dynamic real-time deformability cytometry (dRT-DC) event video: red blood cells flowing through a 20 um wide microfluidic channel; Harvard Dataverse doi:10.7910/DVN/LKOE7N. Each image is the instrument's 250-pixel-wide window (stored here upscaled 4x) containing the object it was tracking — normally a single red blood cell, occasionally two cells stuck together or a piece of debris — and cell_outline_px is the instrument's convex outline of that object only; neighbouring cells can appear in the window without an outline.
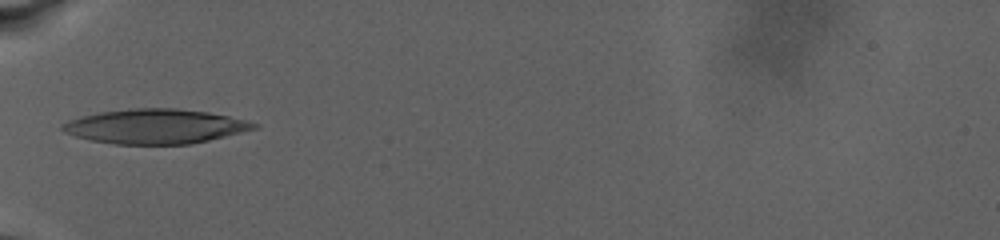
{"species": "human", "species_latin": "Homo sapiens", "temperature_condition": "warm", "stored_images_in_passage": 32, "camera_frame_rate_fps": 3000, "um_per_image_px": 0.085, "donor": {"sex": "male"}, "frame": {"image": 1, "passage_image": 1, "time_ms": 0.0, "image_size_px": [1000, 240], "cell_outline_px": [[260, 128], [208, 140], [188, 144], [116, 144], [92, 140], [76, 136], [64, 132], [60, 128], [68, 120], [80, 116], [100, 112], [128, 108], [176, 108], [208, 112], [228, 116], [260, 124]], "centroid_in_image_um": [13.21, 10.73], "position_along_channel_um": 71.8, "area_um2": 38.49}}
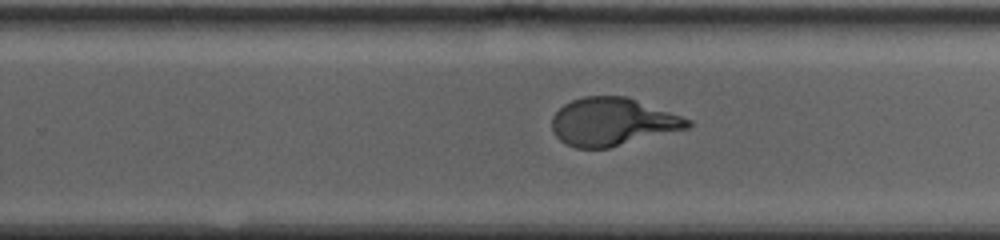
{"frame": {"image": 2, "passage_image": 17, "time_ms": 7.667, "image_size_px": [1000, 240], "cell_outline_px": [[692, 124], [688, 128], [608, 148], [576, 148], [560, 140], [556, 136], [552, 128], [552, 116], [564, 104], [572, 100], [584, 96], [624, 96], [692, 120]], "centroid_in_image_um": [52.03, 10.36], "position_along_channel_um": 277.8, "area_um2": 37.34}}
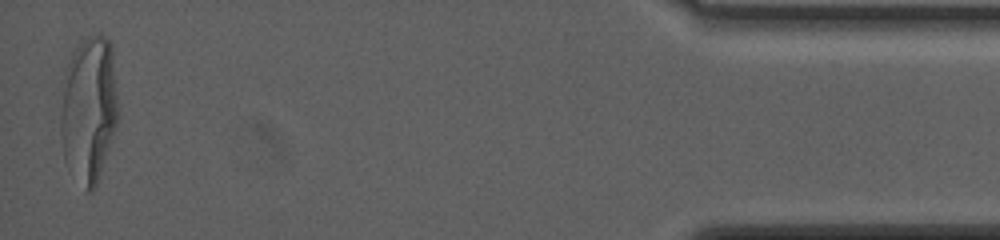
{"frame": {"image": 3, "passage_image": 32, "time_ms": 15.667, "image_size_px": [1000, 240], "cell_outline_px": [[120, 116], [96, 184], [92, 192], [88, 192], [64, 160], [60, 136], [60, 116], [68, 60], [80, 44], [88, 36], [100, 32], [112, 44]], "centroid_in_image_um": [7.59, 9.25], "position_along_channel_um": 427.6, "area_um2": 49.01}, "authors_computed_cell_mechanics": {"area_um2": 38.3214, "velocity_mm_per_s": 2.7456, "shape_relaxation_time_tau1_ms": 6.3886, "shape_relaxation_time_tau2_ms": null, "deformation_change_tau1": 0.2506, "deformation_change_tau2": null}}